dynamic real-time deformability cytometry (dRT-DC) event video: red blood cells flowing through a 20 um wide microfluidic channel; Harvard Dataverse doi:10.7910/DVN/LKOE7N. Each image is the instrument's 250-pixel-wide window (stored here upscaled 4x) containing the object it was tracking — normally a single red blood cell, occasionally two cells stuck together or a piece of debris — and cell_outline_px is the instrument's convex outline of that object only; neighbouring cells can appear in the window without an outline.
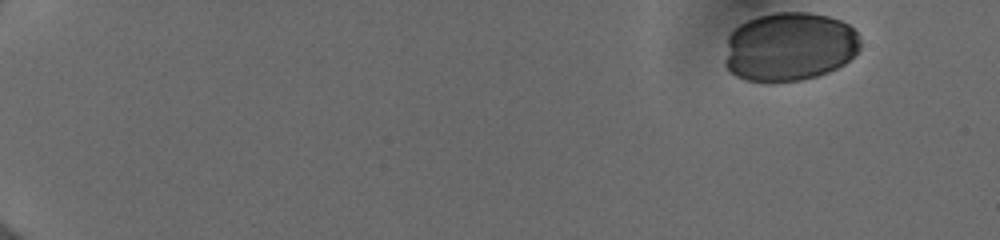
{"species": "human", "species_latin": "Homo sapiens", "temperature_condition": "cold", "stored_images_in_passage": 46, "camera_frame_rate_fps": 3000, "um_per_image_px": 0.085, "donor": {"sex": "female"}, "frame": {"image": 1, "passage_image": 1, "time_ms": 0.0, "image_size_px": [1000, 240], "cell_outline_px": [[860, 48], [844, 64], [828, 72], [816, 76], [800, 80], [772, 84], [744, 80], [736, 76], [724, 64], [724, 60], [728, 36], [740, 24], [756, 16], [776, 12], [808, 12], [828, 16], [840, 20], [848, 24], [856, 32], [860, 40]], "centroid_in_image_um": [67.07, 3.99], "position_along_channel_um": 17.9, "area_um2": 54.91}}
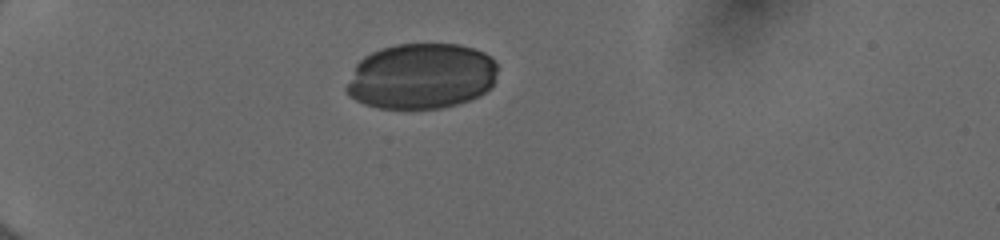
{"frame": {"image": 2, "passage_image": 13, "time_ms": 4.0, "image_size_px": [1000, 240], "cell_outline_px": [[496, 72], [492, 88], [480, 96], [456, 104], [440, 108], [380, 108], [364, 104], [348, 96], [344, 88], [356, 64], [364, 56], [380, 48], [396, 44], [460, 44], [484, 52], [496, 64]], "centroid_in_image_um": [35.79, 6.48], "position_along_channel_um": 49.2, "area_um2": 58.09}}
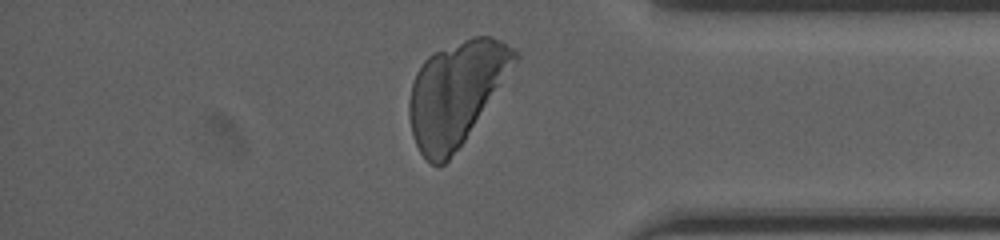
{"frame": {"image": 3, "passage_image": 43, "time_ms": 14.0, "image_size_px": [1000, 240], "cell_outline_px": [[520, 56], [464, 140], [448, 160], [444, 164], [432, 164], [420, 152], [416, 144], [412, 132], [408, 116], [408, 100], [412, 84], [416, 72], [424, 60], [432, 52], [472, 36], [492, 36], [500, 40], [520, 52]], "centroid_in_image_um": [38.74, 7.87], "position_along_channel_um": 396.5, "area_um2": 62.71}}